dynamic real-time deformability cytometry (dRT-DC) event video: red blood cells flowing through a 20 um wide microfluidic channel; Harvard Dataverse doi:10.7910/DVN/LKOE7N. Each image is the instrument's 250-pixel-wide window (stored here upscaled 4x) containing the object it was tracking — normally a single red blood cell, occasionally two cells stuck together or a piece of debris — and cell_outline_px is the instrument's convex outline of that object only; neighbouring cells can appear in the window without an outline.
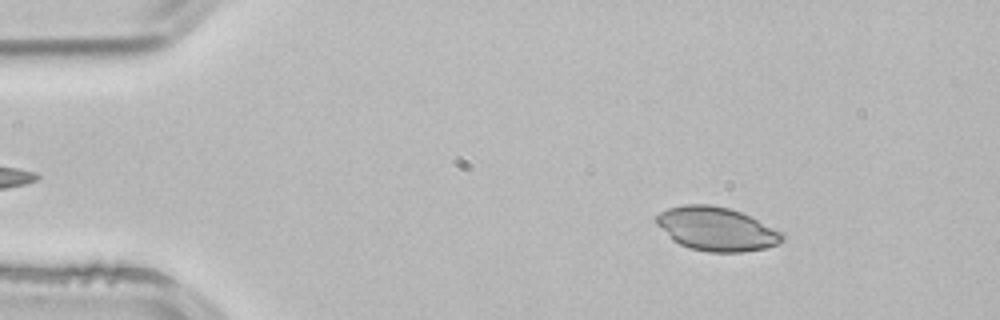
{"species": "common noctule bat (a hibernating species)", "species_latin": "Nyctalus noctula", "temperature_condition": "room temperature", "stored_images_in_passage": 52, "camera_frame_rate_fps": 3000, "um_per_image_px": 0.085, "animal": {"sex": "male", "body_mass_g": 21.5, "forearm_length_mm": 52.0}, "frame": {"image": 1, "passage_image": 7, "time_ms": 2.0, "image_size_px": [1000, 320], "cell_outline_px": [[784, 240], [776, 244], [764, 248], [740, 252], [708, 252], [688, 248], [672, 240], [656, 224], [656, 216], [660, 212], [668, 208], [684, 204], [712, 204], [728, 208], [740, 212], [784, 232]], "centroid_in_image_um": [60.88, 19.46], "position_along_channel_um": 24.1, "area_um2": 32.08}}
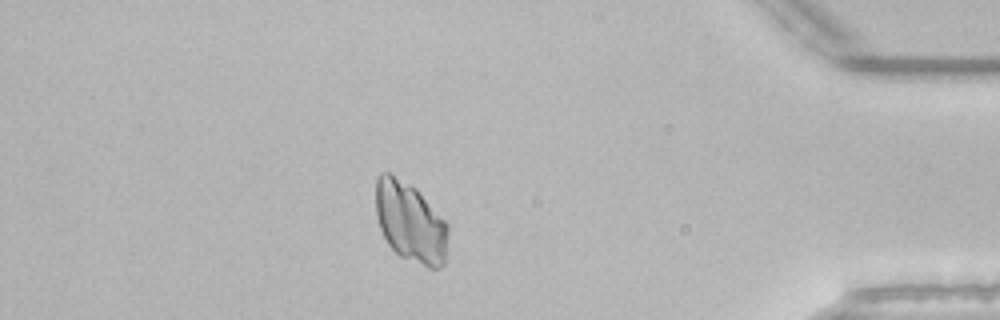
{"frame": {"image": 2, "passage_image": 45, "time_ms": 14.667, "image_size_px": [1000, 320], "cell_outline_px": [[448, 236], [444, 264], [440, 268], [428, 268], [400, 256], [388, 244], [380, 228], [376, 216], [376, 176], [380, 172], [392, 172], [416, 188], [448, 224]], "centroid_in_image_um": [34.87, 18.86], "position_along_channel_um": 400.3, "area_um2": 34.1}}